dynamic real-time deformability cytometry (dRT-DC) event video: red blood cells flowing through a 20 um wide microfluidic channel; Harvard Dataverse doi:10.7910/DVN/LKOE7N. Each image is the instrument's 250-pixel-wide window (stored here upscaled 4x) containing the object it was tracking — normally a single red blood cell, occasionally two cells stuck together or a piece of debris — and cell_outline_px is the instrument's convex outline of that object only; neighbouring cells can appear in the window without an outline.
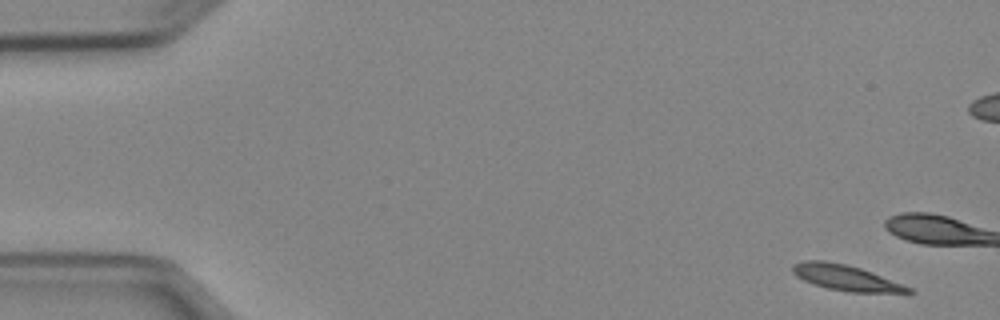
{"species": "Egyptian fruit bat (a non-hibernating species)", "species_latin": "Rousettus aegyptiacus", "temperature_condition": "cold", "stored_images_in_passage": 10, "camera_frame_rate_fps": 3000, "um_per_image_px": 0.085, "animal": {"sex": "female"}, "frame": {"image": 1, "passage_image": 1, "time_ms": 0.0, "image_size_px": [1000, 320], "cell_outline_px": [[916, 292], [848, 292], [828, 288], [812, 284], [796, 276], [792, 272], [792, 264], [804, 260], [824, 260], [844, 264], [860, 268], [872, 272], [912, 288]], "centroid_in_image_um": [71.84, 23.6], "position_along_channel_um": 13.2, "area_um2": 17.11}}